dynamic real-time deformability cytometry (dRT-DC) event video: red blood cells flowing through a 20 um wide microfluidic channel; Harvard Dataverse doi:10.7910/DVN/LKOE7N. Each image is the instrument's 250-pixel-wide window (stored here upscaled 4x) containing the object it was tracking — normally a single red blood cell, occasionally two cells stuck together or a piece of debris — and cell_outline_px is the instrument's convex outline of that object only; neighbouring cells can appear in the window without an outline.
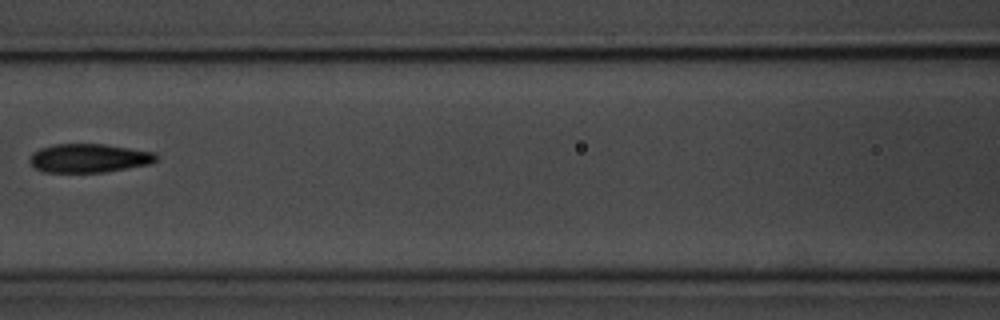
{"species": "common noctule bat (a hibernating species)", "species_latin": "Nyctalus noctula", "temperature_condition": "room temperature", "stored_images_in_passage": 8, "camera_frame_rate_fps": 3000, "um_per_image_px": 0.085, "animal": {"sex": "male", "body_mass_g": 20.1, "forearm_length_mm": 53.5}, "frame": {"image": 1, "passage_image": 7, "time_ms": 7.0, "image_size_px": [1000, 320], "cell_outline_px": [[156, 160], [152, 164], [104, 172], [44, 172], [36, 168], [28, 160], [32, 152], [40, 148], [56, 144], [104, 144], [152, 152], [156, 156]], "centroid_in_image_um": [7.53, 13.44], "position_along_channel_um": 159.1, "area_um2": 21.04}}
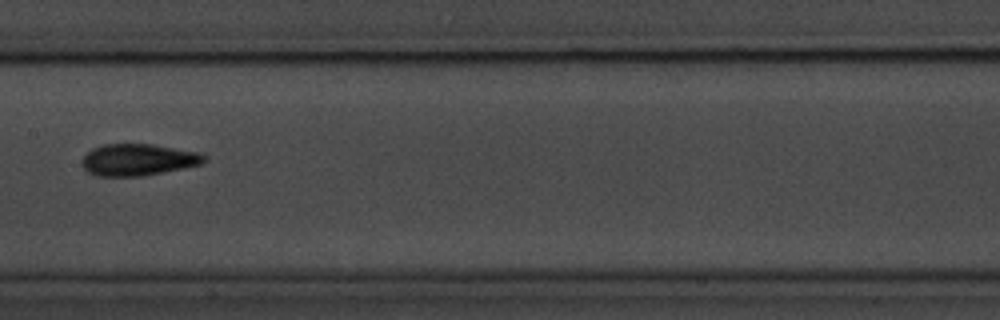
{"frame": {"image": 2, "passage_image": 8, "time_ms": 8.0, "image_size_px": [1000, 320], "cell_outline_px": [[208, 156], [200, 164], [140, 176], [96, 176], [88, 172], [84, 168], [80, 160], [92, 148], [104, 144], [152, 144], [200, 152]], "centroid_in_image_um": [11.7, 13.56], "position_along_channel_um": 195.7, "area_um2": 22.43}}